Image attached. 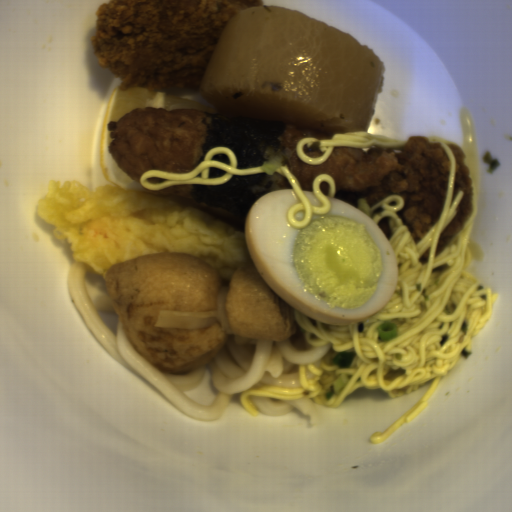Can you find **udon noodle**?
<instances>
[{"label": "udon noodle", "instance_id": "udon-noodle-2", "mask_svg": "<svg viewBox=\"0 0 512 512\" xmlns=\"http://www.w3.org/2000/svg\"><path fill=\"white\" fill-rule=\"evenodd\" d=\"M253 403L259 410V413L270 417H278L289 414L291 408H294L307 416L312 426H317L318 404L312 398H299L296 400H275L259 396H250Z\"/></svg>", "mask_w": 512, "mask_h": 512}, {"label": "udon noodle", "instance_id": "udon-noodle-1", "mask_svg": "<svg viewBox=\"0 0 512 512\" xmlns=\"http://www.w3.org/2000/svg\"><path fill=\"white\" fill-rule=\"evenodd\" d=\"M88 267L74 260L68 277L70 300L87 330L104 349L131 373L144 380L189 418L215 422L229 410L230 399L259 382L288 388H302L299 365L314 364L325 357L331 343L313 347L305 339V330L283 341L246 338L219 349L209 363L219 396L211 407H199L185 396L199 386L206 368L182 374H167L152 365L130 343L117 318L116 334L109 330L97 310H112L109 295L93 303L86 284Z\"/></svg>", "mask_w": 512, "mask_h": 512}]
</instances>
